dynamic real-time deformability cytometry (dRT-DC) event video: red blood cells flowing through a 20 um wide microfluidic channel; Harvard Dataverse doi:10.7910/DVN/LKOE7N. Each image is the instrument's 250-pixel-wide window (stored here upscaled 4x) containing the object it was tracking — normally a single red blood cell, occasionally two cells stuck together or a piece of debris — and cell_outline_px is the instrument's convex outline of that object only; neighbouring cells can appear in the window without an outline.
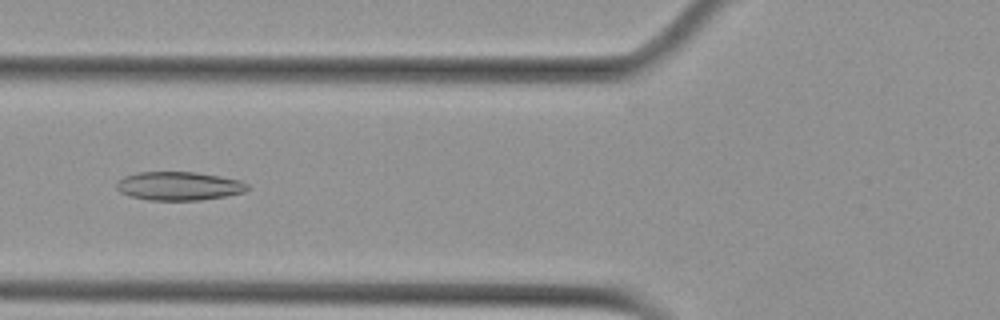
{"species": "Egyptian fruit bat (a non-hibernating species)", "species_latin": "Rousettus aegyptiacus", "temperature_condition": "cold", "stored_images_in_passage": 45, "camera_frame_rate_fps": 3000, "um_per_image_px": 0.085, "animal": {"sex": "female"}, "frame": {"image": 1, "passage_image": 10, "time_ms": 3.0, "image_size_px": [1000, 320], "cell_outline_px": [[248, 188], [244, 192], [224, 196], [200, 200], [148, 200], [128, 196], [120, 192], [116, 188], [116, 180], [124, 176], [136, 172], [196, 172], [220, 176], [240, 180], [248, 184]], "centroid_in_image_um": [15.15, 15.8], "position_along_channel_um": 110.6, "area_um2": 21.96}}
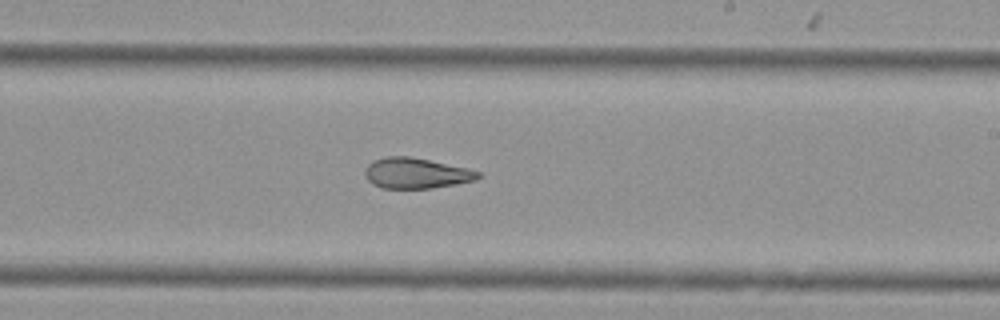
{"frame": {"image": 2, "passage_image": 22, "time_ms": 7.0, "image_size_px": [1000, 320], "cell_outline_px": [[480, 176], [476, 180], [456, 184], [432, 188], [384, 188], [372, 184], [368, 180], [364, 172], [364, 168], [372, 160], [388, 156], [408, 156], [468, 168], [480, 172]], "centroid_in_image_um": [35.35, 14.72], "position_along_channel_um": 253.7, "area_um2": 20.11}}
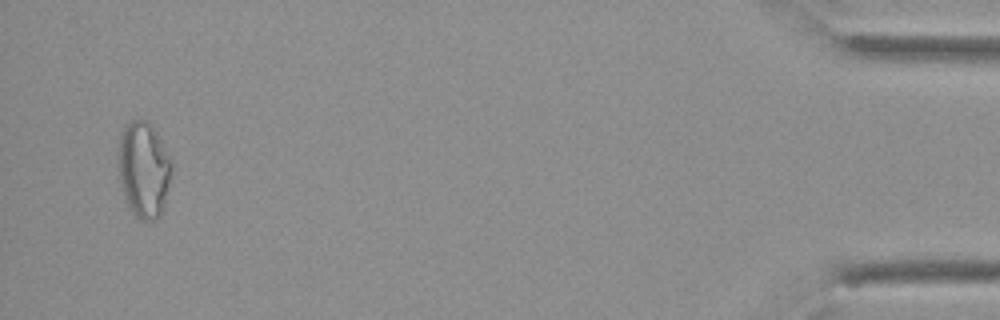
{"frame": {"image": 3, "passage_image": 43, "time_ms": 14.0, "image_size_px": [1000, 320], "cell_outline_px": [[172, 176], [164, 204], [160, 216], [156, 220], [144, 220], [136, 216], [128, 208], [124, 196], [116, 164], [120, 136], [124, 124], [132, 120], [144, 120], [152, 124], [172, 164]], "centroid_in_image_um": [12.19, 14.41], "position_along_channel_um": 423.0, "area_um2": 30.11}, "authors_computed_cell_mechanics": {"area_um2": 22.4842, "velocity_mm_per_s": 3.5902, "shape_relaxation_time_tau1_ms": null, "shape_relaxation_time_tau2_ms": 4.396, "deformation_change_tau1": null, "deformation_change_tau2": 0.1333}}